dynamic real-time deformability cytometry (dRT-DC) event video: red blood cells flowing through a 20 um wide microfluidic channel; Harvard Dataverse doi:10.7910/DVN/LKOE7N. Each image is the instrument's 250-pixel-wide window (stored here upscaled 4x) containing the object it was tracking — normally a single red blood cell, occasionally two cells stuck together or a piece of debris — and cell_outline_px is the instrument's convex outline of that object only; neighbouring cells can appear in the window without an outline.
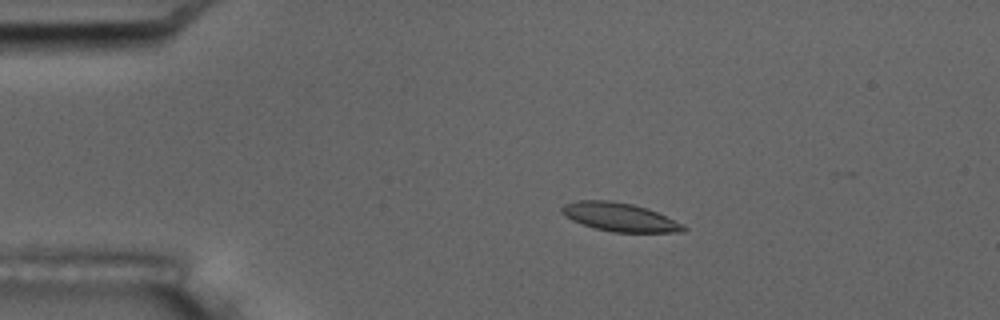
{"species": "common noctule bat (a hibernating species)", "species_latin": "Nyctalus noctula", "temperature_condition": "room temperature", "stored_images_in_passage": 5, "camera_frame_rate_fps": 3000, "um_per_image_px": 0.085, "animal": {"sex": "male", "body_mass_g": 17.5, "forearm_length_mm": 52.3}, "frame": {"image": 1, "passage_image": 3, "time_ms": 0.667, "image_size_px": [1000, 320], "cell_outline_px": [[688, 228], [684, 232], [612, 232], [596, 228], [572, 220], [564, 216], [560, 212], [560, 208], [564, 204], [576, 200], [608, 200], [632, 204], [656, 212], [684, 224]], "centroid_in_image_um": [52.65, 18.45], "position_along_channel_um": 32.3, "area_um2": 20.11}}